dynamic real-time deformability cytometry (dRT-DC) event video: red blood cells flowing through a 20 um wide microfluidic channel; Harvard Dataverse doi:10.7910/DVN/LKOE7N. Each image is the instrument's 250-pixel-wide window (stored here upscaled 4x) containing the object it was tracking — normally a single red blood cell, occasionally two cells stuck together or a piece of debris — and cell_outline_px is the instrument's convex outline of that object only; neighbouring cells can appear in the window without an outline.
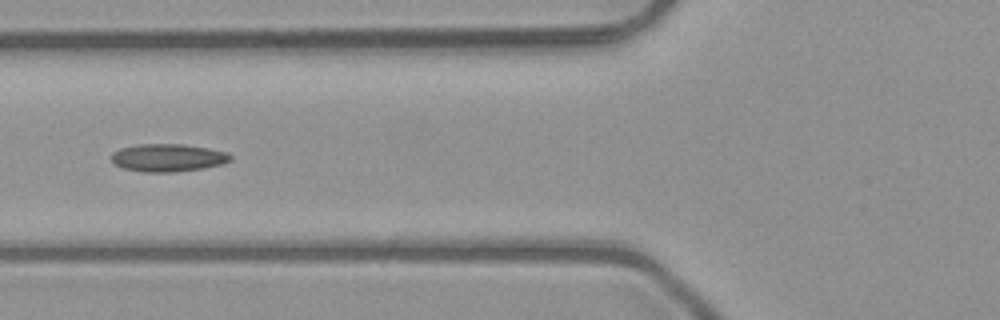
{"species": "common noctule bat (a hibernating species)", "species_latin": "Nyctalus noctula", "temperature_condition": "room temperature", "stored_images_in_passage": 3, "camera_frame_rate_fps": 3000, "um_per_image_px": 0.085, "animal": {"sex": "male", "body_mass_g": 23.1, "forearm_length_mm": 52.7}, "frame": {"image": 1, "passage_image": 3, "time_ms": 0.667, "image_size_px": [1000, 320], "cell_outline_px": [[232, 160], [220, 164], [204, 168], [176, 172], [144, 172], [124, 168], [116, 164], [112, 160], [112, 152], [120, 148], [140, 144], [184, 144], [208, 148], [228, 152], [232, 156]], "centroid_in_image_um": [14.3, 13.4], "position_along_channel_um": 111.5, "area_um2": 19.25}}